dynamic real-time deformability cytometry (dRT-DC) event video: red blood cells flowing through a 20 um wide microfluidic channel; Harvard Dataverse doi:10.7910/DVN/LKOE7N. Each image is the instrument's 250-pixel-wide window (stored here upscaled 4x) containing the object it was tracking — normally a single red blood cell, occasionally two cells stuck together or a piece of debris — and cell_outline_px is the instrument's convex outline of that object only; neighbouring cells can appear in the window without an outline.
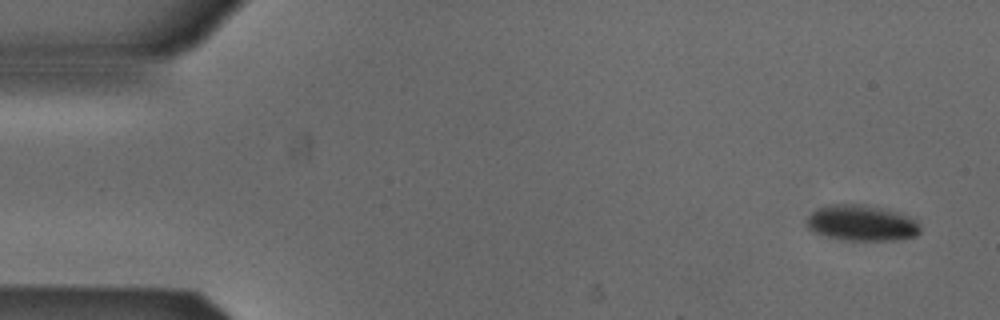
{"species": "Egyptian fruit bat (a non-hibernating species)", "species_latin": "Rousettus aegyptiacus", "temperature_condition": "cold", "stored_images_in_passage": 5, "camera_frame_rate_fps": 3000, "um_per_image_px": 0.085, "animal": {"sex": "male"}, "frame": {"image": 1, "passage_image": 1, "time_ms": 0.0, "image_size_px": [1000, 320], "cell_outline_px": [[920, 232], [916, 236], [900, 240], [844, 240], [812, 232], [804, 224], [808, 216], [816, 208], [828, 204], [864, 204], [896, 212], [908, 216], [916, 220], [920, 224]], "centroid_in_image_um": [73.21, 18.95], "position_along_channel_um": 11.8, "area_um2": 23.93}}
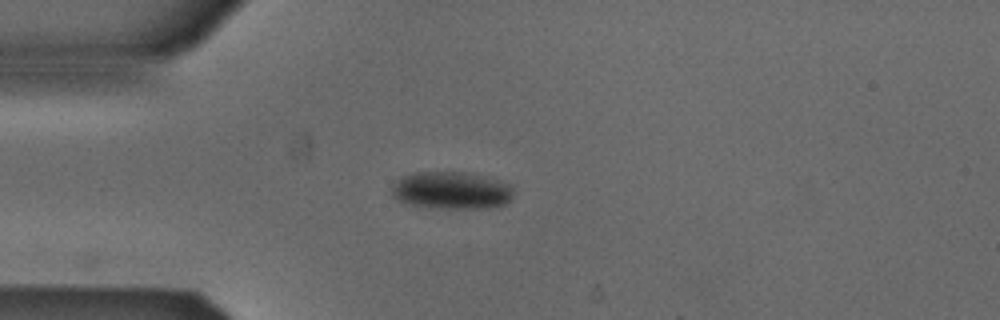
{"frame": {"image": 2, "passage_image": 4, "time_ms": 1.0, "image_size_px": [1000, 320], "cell_outline_px": [[512, 200], [508, 204], [488, 208], [432, 208], [404, 204], [396, 200], [392, 196], [392, 184], [396, 180], [412, 172], [464, 172], [496, 180], [508, 184], [512, 188]], "centroid_in_image_um": [38.32, 16.21], "position_along_channel_um": 46.7, "area_um2": 26.76}}